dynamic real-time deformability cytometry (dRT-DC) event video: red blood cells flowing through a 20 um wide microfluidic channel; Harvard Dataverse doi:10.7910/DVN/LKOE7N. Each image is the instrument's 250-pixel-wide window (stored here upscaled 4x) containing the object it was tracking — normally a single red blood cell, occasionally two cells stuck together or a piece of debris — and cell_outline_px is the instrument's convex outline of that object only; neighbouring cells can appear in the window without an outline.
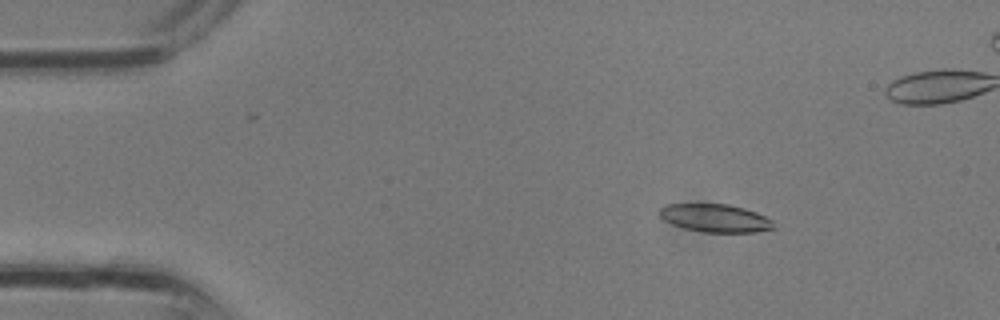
{"species": "common noctule bat (a hibernating species)", "species_latin": "Nyctalus noctula", "temperature_condition": "room temperature", "stored_images_in_passage": 34, "camera_frame_rate_fps": 3000, "um_per_image_px": 0.085, "animal": {"sex": "male", "body_mass_g": 13.3}, "frame": {"image": 1, "passage_image": 5, "time_ms": 1.333, "image_size_px": [1000, 320], "cell_outline_px": [[776, 228], [756, 232], [704, 232], [684, 228], [672, 224], [664, 220], [660, 216], [660, 208], [668, 204], [728, 204], [744, 208], [756, 212], [772, 220]], "centroid_in_image_um": [60.82, 18.54], "position_along_channel_um": 24.2, "area_um2": 18.55}}
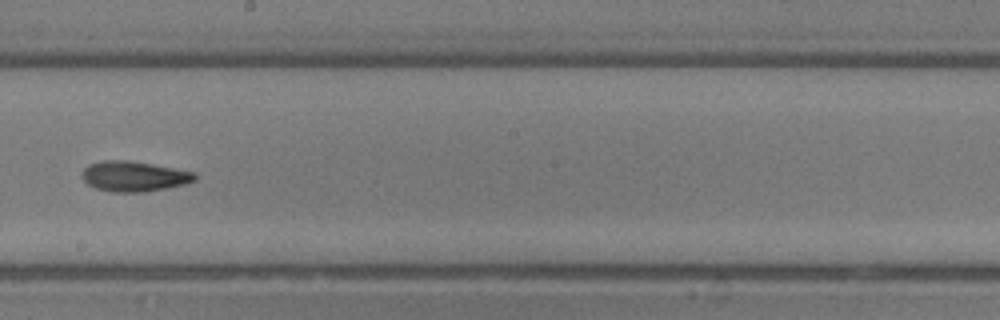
{"frame": {"image": 2, "passage_image": 19, "time_ms": 6.0, "image_size_px": [1000, 320], "cell_outline_px": [[196, 180], [188, 184], [144, 192], [116, 192], [96, 188], [88, 184], [80, 176], [80, 172], [88, 164], [104, 160], [124, 160], [152, 164], [196, 172]], "centroid_in_image_um": [11.39, 14.98], "position_along_channel_um": 236.8, "area_um2": 20.0}}
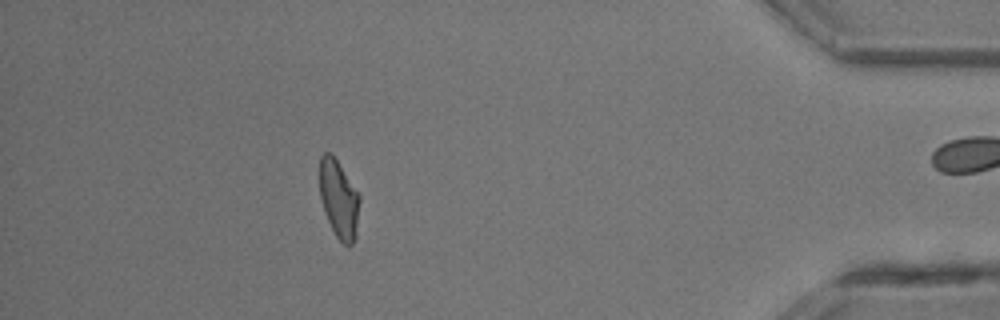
{"frame": {"image": 3, "passage_image": 30, "time_ms": 9.667, "image_size_px": [1000, 320], "cell_outline_px": [[360, 200], [356, 236], [352, 244], [348, 248], [336, 236], [324, 212], [320, 200], [320, 156], [324, 152], [332, 152], [360, 196]], "centroid_in_image_um": [28.8, 16.92], "position_along_channel_um": 406.4, "area_um2": 18.26}}